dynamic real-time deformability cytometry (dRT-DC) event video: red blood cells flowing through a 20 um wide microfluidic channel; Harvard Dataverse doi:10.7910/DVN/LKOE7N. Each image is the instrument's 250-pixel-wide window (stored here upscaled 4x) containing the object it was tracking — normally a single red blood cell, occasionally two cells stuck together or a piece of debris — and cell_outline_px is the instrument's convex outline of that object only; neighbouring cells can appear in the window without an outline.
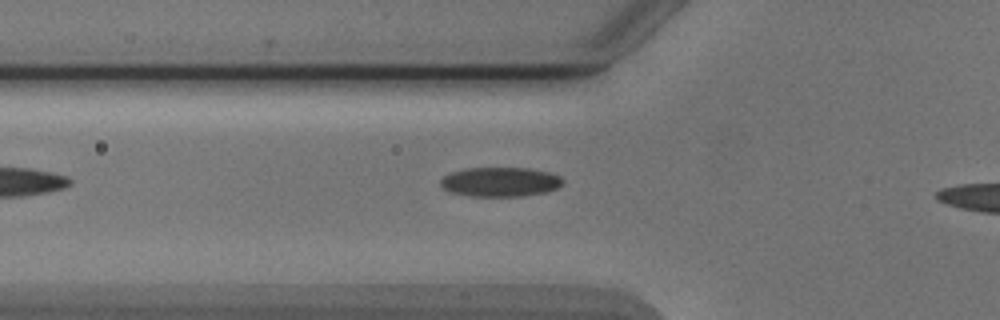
{"species": "Egyptian fruit bat (a non-hibernating species)", "species_latin": "Rousettus aegyptiacus", "temperature_condition": "cold", "stored_images_in_passage": 6, "camera_frame_rate_fps": 3000, "um_per_image_px": 0.085, "animal": {"sex": "male"}, "frame": {"image": 1, "passage_image": 6, "time_ms": 5.667, "image_size_px": [1000, 320], "cell_outline_px": [[564, 180], [556, 188], [544, 192], [524, 196], [472, 196], [448, 192], [440, 184], [440, 180], [444, 176], [452, 172], [464, 168], [528, 168], [548, 172], [560, 176]], "centroid_in_image_um": [42.49, 15.46], "position_along_channel_um": 83.3, "area_um2": 20.87}}